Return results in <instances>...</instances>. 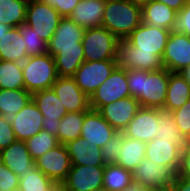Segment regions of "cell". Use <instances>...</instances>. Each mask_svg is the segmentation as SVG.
Instances as JSON below:
<instances>
[{
  "label": "cell",
  "mask_w": 190,
  "mask_h": 191,
  "mask_svg": "<svg viewBox=\"0 0 190 191\" xmlns=\"http://www.w3.org/2000/svg\"><path fill=\"white\" fill-rule=\"evenodd\" d=\"M171 30L141 23L126 39L135 52L154 53L161 58L165 52Z\"/></svg>",
  "instance_id": "cell-8"
},
{
  "label": "cell",
  "mask_w": 190,
  "mask_h": 191,
  "mask_svg": "<svg viewBox=\"0 0 190 191\" xmlns=\"http://www.w3.org/2000/svg\"><path fill=\"white\" fill-rule=\"evenodd\" d=\"M17 28L24 38L28 57L48 53V43L41 39L29 25L23 23Z\"/></svg>",
  "instance_id": "cell-38"
},
{
  "label": "cell",
  "mask_w": 190,
  "mask_h": 191,
  "mask_svg": "<svg viewBox=\"0 0 190 191\" xmlns=\"http://www.w3.org/2000/svg\"><path fill=\"white\" fill-rule=\"evenodd\" d=\"M43 3L55 8L62 17H69L80 0H41Z\"/></svg>",
  "instance_id": "cell-44"
},
{
  "label": "cell",
  "mask_w": 190,
  "mask_h": 191,
  "mask_svg": "<svg viewBox=\"0 0 190 191\" xmlns=\"http://www.w3.org/2000/svg\"><path fill=\"white\" fill-rule=\"evenodd\" d=\"M10 28V26L0 23V39L5 35V33L8 32Z\"/></svg>",
  "instance_id": "cell-50"
},
{
  "label": "cell",
  "mask_w": 190,
  "mask_h": 191,
  "mask_svg": "<svg viewBox=\"0 0 190 191\" xmlns=\"http://www.w3.org/2000/svg\"><path fill=\"white\" fill-rule=\"evenodd\" d=\"M0 161L19 177L28 170H37L25 141L16 140L0 151Z\"/></svg>",
  "instance_id": "cell-21"
},
{
  "label": "cell",
  "mask_w": 190,
  "mask_h": 191,
  "mask_svg": "<svg viewBox=\"0 0 190 191\" xmlns=\"http://www.w3.org/2000/svg\"><path fill=\"white\" fill-rule=\"evenodd\" d=\"M181 151V148L177 145H172L170 141L154 138L146 143L145 158L159 164L173 166L178 171Z\"/></svg>",
  "instance_id": "cell-24"
},
{
  "label": "cell",
  "mask_w": 190,
  "mask_h": 191,
  "mask_svg": "<svg viewBox=\"0 0 190 191\" xmlns=\"http://www.w3.org/2000/svg\"><path fill=\"white\" fill-rule=\"evenodd\" d=\"M16 140L27 141L42 129L43 114L33 100L29 101L17 114L10 118Z\"/></svg>",
  "instance_id": "cell-15"
},
{
  "label": "cell",
  "mask_w": 190,
  "mask_h": 191,
  "mask_svg": "<svg viewBox=\"0 0 190 191\" xmlns=\"http://www.w3.org/2000/svg\"><path fill=\"white\" fill-rule=\"evenodd\" d=\"M26 144L28 151L34 160L60 145L56 136L51 135L43 129L38 134H35L28 139Z\"/></svg>",
  "instance_id": "cell-37"
},
{
  "label": "cell",
  "mask_w": 190,
  "mask_h": 191,
  "mask_svg": "<svg viewBox=\"0 0 190 191\" xmlns=\"http://www.w3.org/2000/svg\"><path fill=\"white\" fill-rule=\"evenodd\" d=\"M178 176L190 178V143L181 151Z\"/></svg>",
  "instance_id": "cell-45"
},
{
  "label": "cell",
  "mask_w": 190,
  "mask_h": 191,
  "mask_svg": "<svg viewBox=\"0 0 190 191\" xmlns=\"http://www.w3.org/2000/svg\"><path fill=\"white\" fill-rule=\"evenodd\" d=\"M32 100L43 114V130L57 137L61 118L68 112L52 88L32 94Z\"/></svg>",
  "instance_id": "cell-11"
},
{
  "label": "cell",
  "mask_w": 190,
  "mask_h": 191,
  "mask_svg": "<svg viewBox=\"0 0 190 191\" xmlns=\"http://www.w3.org/2000/svg\"><path fill=\"white\" fill-rule=\"evenodd\" d=\"M70 156L71 165L105 166L101 158V148L86 142L84 138H76L65 144Z\"/></svg>",
  "instance_id": "cell-22"
},
{
  "label": "cell",
  "mask_w": 190,
  "mask_h": 191,
  "mask_svg": "<svg viewBox=\"0 0 190 191\" xmlns=\"http://www.w3.org/2000/svg\"><path fill=\"white\" fill-rule=\"evenodd\" d=\"M172 191H190V178L177 176L171 186Z\"/></svg>",
  "instance_id": "cell-46"
},
{
  "label": "cell",
  "mask_w": 190,
  "mask_h": 191,
  "mask_svg": "<svg viewBox=\"0 0 190 191\" xmlns=\"http://www.w3.org/2000/svg\"><path fill=\"white\" fill-rule=\"evenodd\" d=\"M34 162L36 168L56 184H62L71 169L70 156L64 144L47 151Z\"/></svg>",
  "instance_id": "cell-12"
},
{
  "label": "cell",
  "mask_w": 190,
  "mask_h": 191,
  "mask_svg": "<svg viewBox=\"0 0 190 191\" xmlns=\"http://www.w3.org/2000/svg\"><path fill=\"white\" fill-rule=\"evenodd\" d=\"M177 12L164 3L152 0L142 7V22L172 30Z\"/></svg>",
  "instance_id": "cell-28"
},
{
  "label": "cell",
  "mask_w": 190,
  "mask_h": 191,
  "mask_svg": "<svg viewBox=\"0 0 190 191\" xmlns=\"http://www.w3.org/2000/svg\"><path fill=\"white\" fill-rule=\"evenodd\" d=\"M27 58L24 38L17 27H11L0 39V60L22 63Z\"/></svg>",
  "instance_id": "cell-26"
},
{
  "label": "cell",
  "mask_w": 190,
  "mask_h": 191,
  "mask_svg": "<svg viewBox=\"0 0 190 191\" xmlns=\"http://www.w3.org/2000/svg\"><path fill=\"white\" fill-rule=\"evenodd\" d=\"M124 132L116 131L110 140L101 148V158L105 165L115 164L123 146Z\"/></svg>",
  "instance_id": "cell-39"
},
{
  "label": "cell",
  "mask_w": 190,
  "mask_h": 191,
  "mask_svg": "<svg viewBox=\"0 0 190 191\" xmlns=\"http://www.w3.org/2000/svg\"><path fill=\"white\" fill-rule=\"evenodd\" d=\"M158 126L157 109L140 107L123 132L129 138L148 143L154 139Z\"/></svg>",
  "instance_id": "cell-20"
},
{
  "label": "cell",
  "mask_w": 190,
  "mask_h": 191,
  "mask_svg": "<svg viewBox=\"0 0 190 191\" xmlns=\"http://www.w3.org/2000/svg\"><path fill=\"white\" fill-rule=\"evenodd\" d=\"M171 113L175 118L177 128L190 140V100Z\"/></svg>",
  "instance_id": "cell-40"
},
{
  "label": "cell",
  "mask_w": 190,
  "mask_h": 191,
  "mask_svg": "<svg viewBox=\"0 0 190 191\" xmlns=\"http://www.w3.org/2000/svg\"><path fill=\"white\" fill-rule=\"evenodd\" d=\"M118 40L103 26L86 28L81 42L84 50V60H114Z\"/></svg>",
  "instance_id": "cell-4"
},
{
  "label": "cell",
  "mask_w": 190,
  "mask_h": 191,
  "mask_svg": "<svg viewBox=\"0 0 190 191\" xmlns=\"http://www.w3.org/2000/svg\"><path fill=\"white\" fill-rule=\"evenodd\" d=\"M142 23V7L129 0H106L102 25L118 39H126Z\"/></svg>",
  "instance_id": "cell-2"
},
{
  "label": "cell",
  "mask_w": 190,
  "mask_h": 191,
  "mask_svg": "<svg viewBox=\"0 0 190 191\" xmlns=\"http://www.w3.org/2000/svg\"><path fill=\"white\" fill-rule=\"evenodd\" d=\"M128 89L131 97L138 99L140 107L163 110L167 96L169 71L127 70Z\"/></svg>",
  "instance_id": "cell-1"
},
{
  "label": "cell",
  "mask_w": 190,
  "mask_h": 191,
  "mask_svg": "<svg viewBox=\"0 0 190 191\" xmlns=\"http://www.w3.org/2000/svg\"><path fill=\"white\" fill-rule=\"evenodd\" d=\"M145 153L146 143L124 135L123 146L119 151L115 164L133 171V169L145 158Z\"/></svg>",
  "instance_id": "cell-29"
},
{
  "label": "cell",
  "mask_w": 190,
  "mask_h": 191,
  "mask_svg": "<svg viewBox=\"0 0 190 191\" xmlns=\"http://www.w3.org/2000/svg\"><path fill=\"white\" fill-rule=\"evenodd\" d=\"M147 191H166V189H148Z\"/></svg>",
  "instance_id": "cell-53"
},
{
  "label": "cell",
  "mask_w": 190,
  "mask_h": 191,
  "mask_svg": "<svg viewBox=\"0 0 190 191\" xmlns=\"http://www.w3.org/2000/svg\"><path fill=\"white\" fill-rule=\"evenodd\" d=\"M16 141L9 118L0 115V151Z\"/></svg>",
  "instance_id": "cell-43"
},
{
  "label": "cell",
  "mask_w": 190,
  "mask_h": 191,
  "mask_svg": "<svg viewBox=\"0 0 190 191\" xmlns=\"http://www.w3.org/2000/svg\"><path fill=\"white\" fill-rule=\"evenodd\" d=\"M19 176L0 161V190L18 191Z\"/></svg>",
  "instance_id": "cell-41"
},
{
  "label": "cell",
  "mask_w": 190,
  "mask_h": 191,
  "mask_svg": "<svg viewBox=\"0 0 190 191\" xmlns=\"http://www.w3.org/2000/svg\"><path fill=\"white\" fill-rule=\"evenodd\" d=\"M52 191H68L66 188H64L61 184H57Z\"/></svg>",
  "instance_id": "cell-52"
},
{
  "label": "cell",
  "mask_w": 190,
  "mask_h": 191,
  "mask_svg": "<svg viewBox=\"0 0 190 191\" xmlns=\"http://www.w3.org/2000/svg\"><path fill=\"white\" fill-rule=\"evenodd\" d=\"M116 67L115 60L84 61L73 78L79 88L90 98Z\"/></svg>",
  "instance_id": "cell-10"
},
{
  "label": "cell",
  "mask_w": 190,
  "mask_h": 191,
  "mask_svg": "<svg viewBox=\"0 0 190 191\" xmlns=\"http://www.w3.org/2000/svg\"><path fill=\"white\" fill-rule=\"evenodd\" d=\"M190 100V84L181 73L169 71V82L164 111L172 112Z\"/></svg>",
  "instance_id": "cell-25"
},
{
  "label": "cell",
  "mask_w": 190,
  "mask_h": 191,
  "mask_svg": "<svg viewBox=\"0 0 190 191\" xmlns=\"http://www.w3.org/2000/svg\"><path fill=\"white\" fill-rule=\"evenodd\" d=\"M62 16L57 10L41 0H29L26 9V21L41 39L49 42L55 33Z\"/></svg>",
  "instance_id": "cell-5"
},
{
  "label": "cell",
  "mask_w": 190,
  "mask_h": 191,
  "mask_svg": "<svg viewBox=\"0 0 190 191\" xmlns=\"http://www.w3.org/2000/svg\"><path fill=\"white\" fill-rule=\"evenodd\" d=\"M56 185L39 169L28 170L19 177L18 191H52Z\"/></svg>",
  "instance_id": "cell-36"
},
{
  "label": "cell",
  "mask_w": 190,
  "mask_h": 191,
  "mask_svg": "<svg viewBox=\"0 0 190 191\" xmlns=\"http://www.w3.org/2000/svg\"><path fill=\"white\" fill-rule=\"evenodd\" d=\"M163 67L170 72L180 73L190 65V37L172 32L162 57Z\"/></svg>",
  "instance_id": "cell-14"
},
{
  "label": "cell",
  "mask_w": 190,
  "mask_h": 191,
  "mask_svg": "<svg viewBox=\"0 0 190 191\" xmlns=\"http://www.w3.org/2000/svg\"><path fill=\"white\" fill-rule=\"evenodd\" d=\"M85 28L77 25L69 17H62L60 23L48 42V54L55 56L60 49L79 48Z\"/></svg>",
  "instance_id": "cell-18"
},
{
  "label": "cell",
  "mask_w": 190,
  "mask_h": 191,
  "mask_svg": "<svg viewBox=\"0 0 190 191\" xmlns=\"http://www.w3.org/2000/svg\"><path fill=\"white\" fill-rule=\"evenodd\" d=\"M132 3H134L135 5H138L140 7H143L144 5L148 4L150 1L152 0H129Z\"/></svg>",
  "instance_id": "cell-51"
},
{
  "label": "cell",
  "mask_w": 190,
  "mask_h": 191,
  "mask_svg": "<svg viewBox=\"0 0 190 191\" xmlns=\"http://www.w3.org/2000/svg\"><path fill=\"white\" fill-rule=\"evenodd\" d=\"M54 59L58 76L73 77L78 67L85 61L82 43H79V48L60 49Z\"/></svg>",
  "instance_id": "cell-30"
},
{
  "label": "cell",
  "mask_w": 190,
  "mask_h": 191,
  "mask_svg": "<svg viewBox=\"0 0 190 191\" xmlns=\"http://www.w3.org/2000/svg\"><path fill=\"white\" fill-rule=\"evenodd\" d=\"M115 132L116 130L97 110L85 111L80 137L86 139L87 143L102 148Z\"/></svg>",
  "instance_id": "cell-19"
},
{
  "label": "cell",
  "mask_w": 190,
  "mask_h": 191,
  "mask_svg": "<svg viewBox=\"0 0 190 191\" xmlns=\"http://www.w3.org/2000/svg\"><path fill=\"white\" fill-rule=\"evenodd\" d=\"M29 0H0V23L18 27L26 21Z\"/></svg>",
  "instance_id": "cell-32"
},
{
  "label": "cell",
  "mask_w": 190,
  "mask_h": 191,
  "mask_svg": "<svg viewBox=\"0 0 190 191\" xmlns=\"http://www.w3.org/2000/svg\"><path fill=\"white\" fill-rule=\"evenodd\" d=\"M148 188L137 180L132 179L130 184L123 191H147Z\"/></svg>",
  "instance_id": "cell-48"
},
{
  "label": "cell",
  "mask_w": 190,
  "mask_h": 191,
  "mask_svg": "<svg viewBox=\"0 0 190 191\" xmlns=\"http://www.w3.org/2000/svg\"><path fill=\"white\" fill-rule=\"evenodd\" d=\"M155 1L164 3L165 5L169 6L171 9L176 11L177 13L187 3V0H155Z\"/></svg>",
  "instance_id": "cell-47"
},
{
  "label": "cell",
  "mask_w": 190,
  "mask_h": 191,
  "mask_svg": "<svg viewBox=\"0 0 190 191\" xmlns=\"http://www.w3.org/2000/svg\"><path fill=\"white\" fill-rule=\"evenodd\" d=\"M139 108L138 99L129 96L102 106L98 112L116 131H124Z\"/></svg>",
  "instance_id": "cell-17"
},
{
  "label": "cell",
  "mask_w": 190,
  "mask_h": 191,
  "mask_svg": "<svg viewBox=\"0 0 190 191\" xmlns=\"http://www.w3.org/2000/svg\"><path fill=\"white\" fill-rule=\"evenodd\" d=\"M115 63L126 70L157 71L163 68L162 58L154 53L135 52L127 39H119L116 44Z\"/></svg>",
  "instance_id": "cell-7"
},
{
  "label": "cell",
  "mask_w": 190,
  "mask_h": 191,
  "mask_svg": "<svg viewBox=\"0 0 190 191\" xmlns=\"http://www.w3.org/2000/svg\"><path fill=\"white\" fill-rule=\"evenodd\" d=\"M85 111L68 112L60 120L57 139L60 144H66L81 136L82 124L84 122Z\"/></svg>",
  "instance_id": "cell-33"
},
{
  "label": "cell",
  "mask_w": 190,
  "mask_h": 191,
  "mask_svg": "<svg viewBox=\"0 0 190 191\" xmlns=\"http://www.w3.org/2000/svg\"><path fill=\"white\" fill-rule=\"evenodd\" d=\"M51 88L60 98L67 112H81L90 109V98L79 88L73 77L58 76Z\"/></svg>",
  "instance_id": "cell-16"
},
{
  "label": "cell",
  "mask_w": 190,
  "mask_h": 191,
  "mask_svg": "<svg viewBox=\"0 0 190 191\" xmlns=\"http://www.w3.org/2000/svg\"><path fill=\"white\" fill-rule=\"evenodd\" d=\"M157 123H159L154 138L158 140L170 141L172 145H177L184 149L190 140L176 126L175 118L171 112L157 109Z\"/></svg>",
  "instance_id": "cell-27"
},
{
  "label": "cell",
  "mask_w": 190,
  "mask_h": 191,
  "mask_svg": "<svg viewBox=\"0 0 190 191\" xmlns=\"http://www.w3.org/2000/svg\"><path fill=\"white\" fill-rule=\"evenodd\" d=\"M105 166L71 165L62 182L68 191H102Z\"/></svg>",
  "instance_id": "cell-13"
},
{
  "label": "cell",
  "mask_w": 190,
  "mask_h": 191,
  "mask_svg": "<svg viewBox=\"0 0 190 191\" xmlns=\"http://www.w3.org/2000/svg\"><path fill=\"white\" fill-rule=\"evenodd\" d=\"M106 0H80L69 18L83 28H93L102 25Z\"/></svg>",
  "instance_id": "cell-23"
},
{
  "label": "cell",
  "mask_w": 190,
  "mask_h": 191,
  "mask_svg": "<svg viewBox=\"0 0 190 191\" xmlns=\"http://www.w3.org/2000/svg\"><path fill=\"white\" fill-rule=\"evenodd\" d=\"M177 176L178 171L173 166L159 164L147 158L132 171V179L148 189H171Z\"/></svg>",
  "instance_id": "cell-6"
},
{
  "label": "cell",
  "mask_w": 190,
  "mask_h": 191,
  "mask_svg": "<svg viewBox=\"0 0 190 191\" xmlns=\"http://www.w3.org/2000/svg\"><path fill=\"white\" fill-rule=\"evenodd\" d=\"M185 80L190 84V65L183 69L181 72Z\"/></svg>",
  "instance_id": "cell-49"
},
{
  "label": "cell",
  "mask_w": 190,
  "mask_h": 191,
  "mask_svg": "<svg viewBox=\"0 0 190 191\" xmlns=\"http://www.w3.org/2000/svg\"><path fill=\"white\" fill-rule=\"evenodd\" d=\"M172 32L184 33L190 37V4L186 3L184 7L176 14Z\"/></svg>",
  "instance_id": "cell-42"
},
{
  "label": "cell",
  "mask_w": 190,
  "mask_h": 191,
  "mask_svg": "<svg viewBox=\"0 0 190 191\" xmlns=\"http://www.w3.org/2000/svg\"><path fill=\"white\" fill-rule=\"evenodd\" d=\"M31 100L26 89H0V115L10 119Z\"/></svg>",
  "instance_id": "cell-31"
},
{
  "label": "cell",
  "mask_w": 190,
  "mask_h": 191,
  "mask_svg": "<svg viewBox=\"0 0 190 191\" xmlns=\"http://www.w3.org/2000/svg\"><path fill=\"white\" fill-rule=\"evenodd\" d=\"M132 180V171L116 164L105 165L102 191H123Z\"/></svg>",
  "instance_id": "cell-34"
},
{
  "label": "cell",
  "mask_w": 190,
  "mask_h": 191,
  "mask_svg": "<svg viewBox=\"0 0 190 191\" xmlns=\"http://www.w3.org/2000/svg\"><path fill=\"white\" fill-rule=\"evenodd\" d=\"M0 89H25L22 63L0 60Z\"/></svg>",
  "instance_id": "cell-35"
},
{
  "label": "cell",
  "mask_w": 190,
  "mask_h": 191,
  "mask_svg": "<svg viewBox=\"0 0 190 191\" xmlns=\"http://www.w3.org/2000/svg\"><path fill=\"white\" fill-rule=\"evenodd\" d=\"M25 89L33 94L50 89L57 80L55 59L48 53L29 56L22 62Z\"/></svg>",
  "instance_id": "cell-3"
},
{
  "label": "cell",
  "mask_w": 190,
  "mask_h": 191,
  "mask_svg": "<svg viewBox=\"0 0 190 191\" xmlns=\"http://www.w3.org/2000/svg\"><path fill=\"white\" fill-rule=\"evenodd\" d=\"M127 70L116 67L111 75L90 97V109L99 110L102 106L129 97Z\"/></svg>",
  "instance_id": "cell-9"
}]
</instances>
